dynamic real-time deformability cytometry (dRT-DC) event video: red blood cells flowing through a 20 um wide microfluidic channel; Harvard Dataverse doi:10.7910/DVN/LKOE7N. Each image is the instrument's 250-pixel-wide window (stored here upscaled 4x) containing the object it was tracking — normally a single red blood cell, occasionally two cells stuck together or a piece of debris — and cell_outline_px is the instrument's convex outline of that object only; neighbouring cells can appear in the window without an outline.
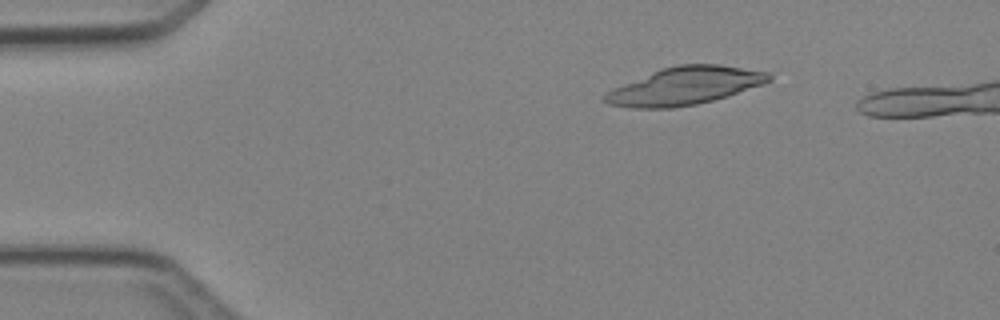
{"species": "Egyptian fruit bat (a non-hibernating species)", "species_latin": "Rousettus aegyptiacus", "temperature_condition": "cold", "stored_images_in_passage": 4, "camera_frame_rate_fps": 3000, "um_per_image_px": 0.085, "animal": {"sex": "female"}, "frame": {"image": 1, "passage_image": 1, "time_ms": 0.0, "image_size_px": [1000, 320], "cell_outline_px": [[772, 80], [764, 84], [728, 96], [696, 104], [672, 108], [632, 108], [608, 104], [604, 100], [604, 96], [608, 92], [624, 84], [660, 68], [680, 64], [720, 64], [772, 72]], "centroid_in_image_um": [58.3, 7.29], "position_along_channel_um": 26.7, "area_um2": 35.95}}